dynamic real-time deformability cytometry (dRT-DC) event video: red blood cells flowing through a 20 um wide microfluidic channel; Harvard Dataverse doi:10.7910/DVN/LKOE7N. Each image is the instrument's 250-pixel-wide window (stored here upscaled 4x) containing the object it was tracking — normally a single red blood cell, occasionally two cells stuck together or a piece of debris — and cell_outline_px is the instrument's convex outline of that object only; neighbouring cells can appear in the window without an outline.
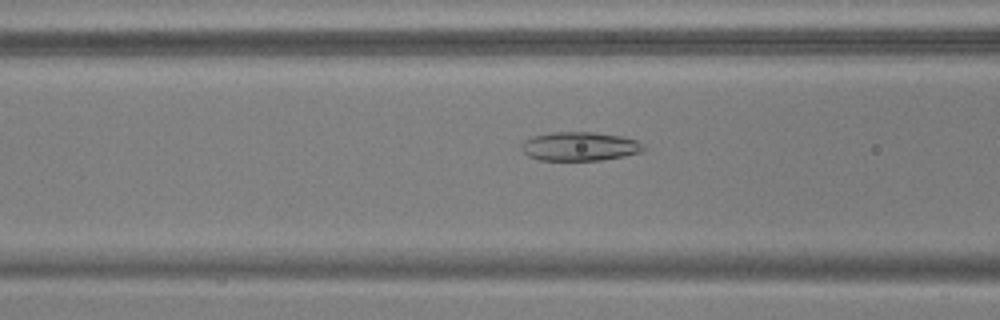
{"species": "common noctule bat (a hibernating species)", "species_latin": "Nyctalus noctula", "temperature_condition": "warm", "stored_images_in_passage": 40, "camera_frame_rate_fps": 3000, "um_per_image_px": 0.085, "animal": {"sex": "male", "body_mass_g": 17.9, "forearm_length_mm": 54.2}, "frame": {"image": 1, "passage_image": 22, "time_ms": 7.0, "image_size_px": [1000, 320], "cell_outline_px": [[644, 148], [640, 152], [624, 156], [600, 160], [540, 160], [528, 156], [520, 148], [520, 144], [524, 140], [532, 136], [552, 132], [592, 132], [620, 136], [636, 140], [644, 144]], "centroid_in_image_um": [49.23, 12.44], "position_along_channel_um": 117.4, "area_um2": 20.52}}
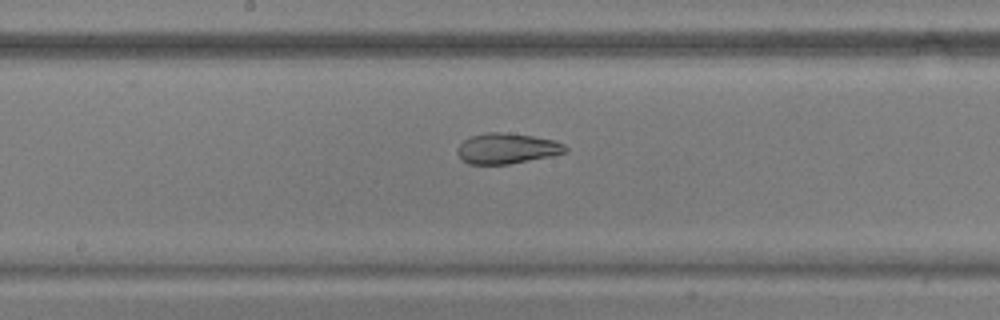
{"frame": {"image": 2, "passage_image": 29, "time_ms": 9.333, "image_size_px": [1000, 320], "cell_outline_px": [[568, 152], [552, 156], [508, 164], [468, 164], [460, 160], [456, 152], [456, 148], [464, 140], [472, 136], [488, 132], [500, 132], [532, 136], [552, 140], [564, 144], [568, 148]], "centroid_in_image_um": [43.06, 12.63], "position_along_channel_um": 205.1, "area_um2": 19.25}}
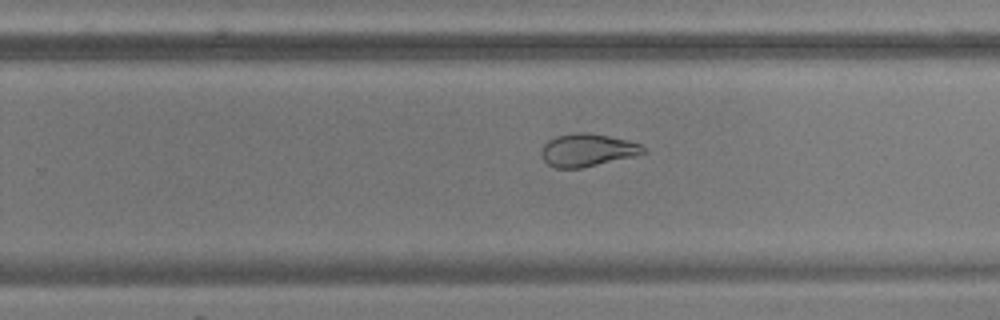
{"frame": {"image": 3, "passage_image": 35, "time_ms": 11.333, "image_size_px": [1000, 320], "cell_outline_px": [[648, 152], [636, 156], [580, 168], [556, 168], [548, 164], [544, 160], [540, 152], [544, 144], [548, 140], [556, 136], [572, 132], [588, 132], [608, 136], [640, 144]], "centroid_in_image_um": [49.91, 12.75], "position_along_channel_um": 279.9, "area_um2": 19.42}}